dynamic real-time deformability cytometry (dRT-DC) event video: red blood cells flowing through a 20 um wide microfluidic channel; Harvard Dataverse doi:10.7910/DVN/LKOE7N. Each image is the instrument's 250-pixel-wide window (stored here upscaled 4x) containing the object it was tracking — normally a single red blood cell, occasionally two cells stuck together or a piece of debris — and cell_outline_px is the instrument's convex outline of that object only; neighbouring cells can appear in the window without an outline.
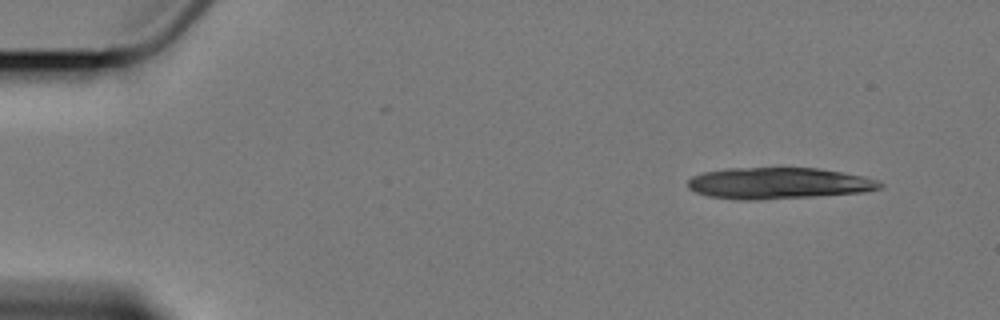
{"species": "Egyptian fruit bat (a non-hibernating species)", "species_latin": "Rousettus aegyptiacus", "temperature_condition": "cold", "stored_images_in_passage": 5, "camera_frame_rate_fps": 3000, "um_per_image_px": 0.085, "animal": {"sex": "female"}, "frame": {"image": 1, "passage_image": 1, "time_ms": 0.0, "image_size_px": [1000, 320], "cell_outline_px": [[884, 184], [880, 188], [864, 192], [816, 196], [748, 200], [708, 196], [696, 192], [688, 188], [688, 180], [692, 176], [704, 172], [728, 168], [820, 168], [864, 176], [880, 180]], "centroid_in_image_um": [66.21, 15.57], "position_along_channel_um": 18.8, "area_um2": 35.03}}